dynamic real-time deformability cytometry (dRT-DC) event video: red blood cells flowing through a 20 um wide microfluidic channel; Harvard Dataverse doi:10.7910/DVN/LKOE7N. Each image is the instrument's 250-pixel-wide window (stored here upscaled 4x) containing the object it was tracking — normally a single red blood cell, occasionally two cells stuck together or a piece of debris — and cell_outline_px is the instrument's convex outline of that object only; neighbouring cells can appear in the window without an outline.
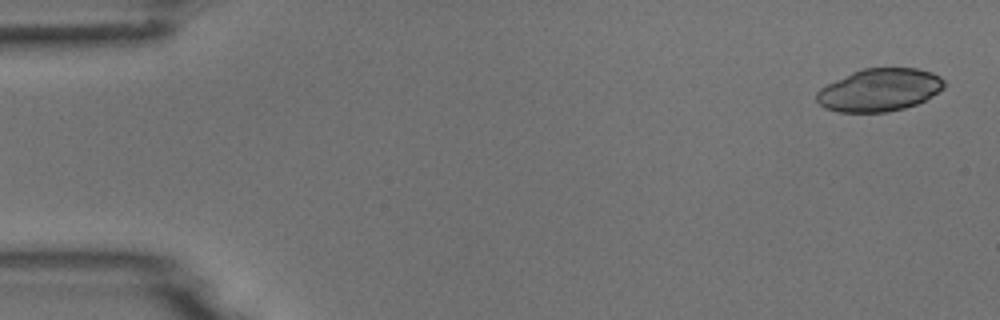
{"species": "common noctule bat (a hibernating species)", "species_latin": "Nyctalus noctula", "temperature_condition": "room temperature", "stored_images_in_passage": 5, "camera_frame_rate_fps": 3000, "um_per_image_px": 0.085, "animal": {"sex": "male", "body_mass_g": 18.8}, "frame": {"image": 1, "passage_image": 1, "time_ms": 0.0, "image_size_px": [1000, 320], "cell_outline_px": [[944, 88], [924, 100], [916, 104], [904, 108], [888, 112], [840, 112], [824, 108], [816, 100], [816, 92], [820, 88], [852, 72], [864, 68], [916, 68], [932, 72], [940, 76], [944, 80]], "centroid_in_image_um": [74.75, 7.65], "position_along_channel_um": 10.3, "area_um2": 31.62}}